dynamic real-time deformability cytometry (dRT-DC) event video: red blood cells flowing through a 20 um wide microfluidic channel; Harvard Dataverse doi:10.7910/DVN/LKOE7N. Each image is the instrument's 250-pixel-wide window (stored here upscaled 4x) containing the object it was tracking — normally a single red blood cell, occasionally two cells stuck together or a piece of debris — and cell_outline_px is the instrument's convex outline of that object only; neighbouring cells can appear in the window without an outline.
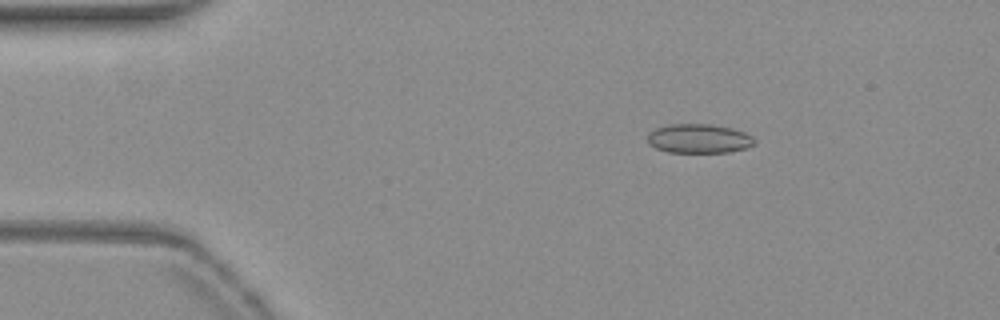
{"species": "common noctule bat (a hibernating species)", "species_latin": "Nyctalus noctula", "temperature_condition": "warm", "stored_images_in_passage": 54, "camera_frame_rate_fps": 3000, "um_per_image_px": 0.085, "animal": {"sex": "female", "body_mass_g": 19.3, "forearm_length_mm": 54.1}, "frame": {"image": 1, "passage_image": 9, "time_ms": 2.667, "image_size_px": [1000, 320], "cell_outline_px": [[756, 144], [744, 148], [728, 152], [668, 152], [656, 148], [648, 144], [648, 132], [656, 128], [672, 124], [712, 124], [732, 128], [744, 132], [752, 136], [756, 140]], "centroid_in_image_um": [59.41, 11.77], "position_along_channel_um": 25.6, "area_um2": 18.21}}
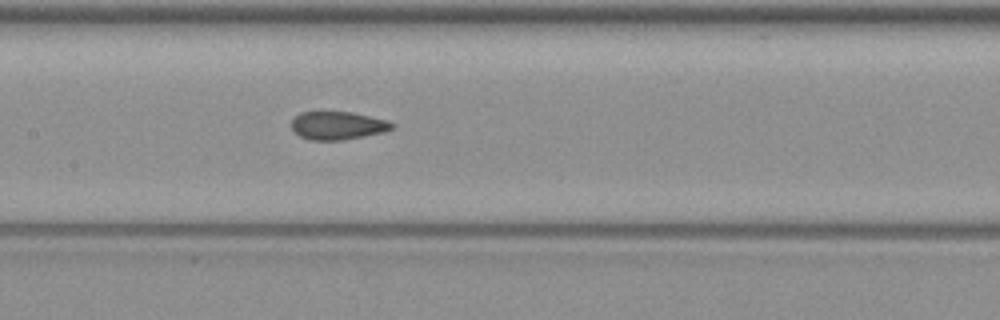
{"frame": {"image": 2, "passage_image": 26, "time_ms": 8.333, "image_size_px": [1000, 320], "cell_outline_px": [[396, 124], [392, 128], [384, 132], [364, 136], [340, 140], [308, 140], [300, 136], [292, 128], [292, 120], [300, 112], [352, 112], [388, 120]], "centroid_in_image_um": [28.72, 10.67], "position_along_channel_um": 178.7, "area_um2": 16.42}}
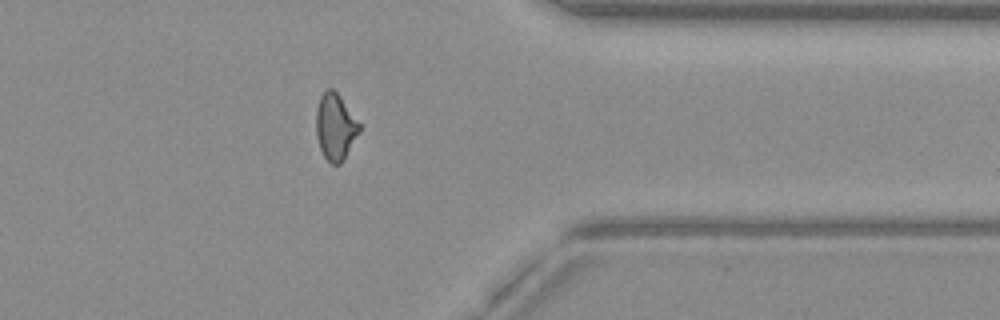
{"frame": {"image": 3, "passage_image": 43, "time_ms": 14.0, "image_size_px": [1000, 320], "cell_outline_px": [[360, 132], [344, 160], [340, 164], [332, 164], [324, 156], [320, 148], [316, 136], [316, 108], [320, 96], [328, 88], [332, 88], [340, 96], [360, 124]], "centroid_in_image_um": [28.5, 10.79], "position_along_channel_um": 382.9, "area_um2": 16.76}, "authors_computed_cell_mechanics": {"area_um2": 17.3111, "velocity_mm_per_s": 3.8436, "shape_relaxation_time_tau1_ms": null, "shape_relaxation_time_tau2_ms": 1.5858, "deformation_change_tau1": null, "deformation_change_tau2": 0.0758}}